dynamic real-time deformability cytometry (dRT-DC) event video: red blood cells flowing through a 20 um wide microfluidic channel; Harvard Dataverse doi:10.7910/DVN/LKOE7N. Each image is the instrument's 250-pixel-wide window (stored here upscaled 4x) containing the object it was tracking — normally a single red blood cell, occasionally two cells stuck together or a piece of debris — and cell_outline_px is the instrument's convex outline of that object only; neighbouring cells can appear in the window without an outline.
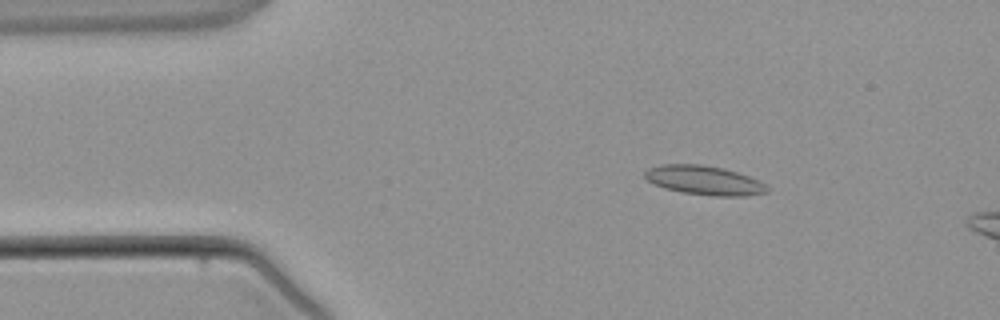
{"species": "common noctule bat (a hibernating species)", "species_latin": "Nyctalus noctula", "temperature_condition": "warm", "stored_images_in_passage": 3, "camera_frame_rate_fps": 3000, "um_per_image_px": 0.085, "animal": {"sex": "male", "body_mass_g": 21.5, "forearm_length_mm": 52.0}, "frame": {"image": 1, "passage_image": 1, "time_ms": 0.0, "image_size_px": [1000, 320], "cell_outline_px": [[768, 192], [744, 196], [712, 196], [680, 192], [664, 188], [652, 184], [644, 176], [644, 172], [648, 168], [660, 164], [700, 164], [724, 168], [748, 176], [764, 184], [768, 188]], "centroid_in_image_um": [59.8, 15.33], "position_along_channel_um": 25.2, "area_um2": 20.81}}